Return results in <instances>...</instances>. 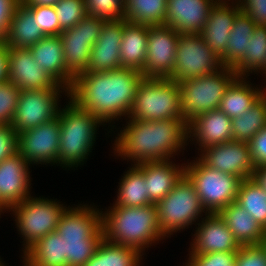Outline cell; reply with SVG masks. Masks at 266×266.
Masks as SVG:
<instances>
[{
  "mask_svg": "<svg viewBox=\"0 0 266 266\" xmlns=\"http://www.w3.org/2000/svg\"><path fill=\"white\" fill-rule=\"evenodd\" d=\"M21 0H0V43H2L9 30L14 11Z\"/></svg>",
  "mask_w": 266,
  "mask_h": 266,
  "instance_id": "cell-47",
  "label": "cell"
},
{
  "mask_svg": "<svg viewBox=\"0 0 266 266\" xmlns=\"http://www.w3.org/2000/svg\"><path fill=\"white\" fill-rule=\"evenodd\" d=\"M112 205L109 211L101 210L103 238L107 241L133 247L144 255L151 244L165 239L160 231L155 204L140 207Z\"/></svg>",
  "mask_w": 266,
  "mask_h": 266,
  "instance_id": "cell-3",
  "label": "cell"
},
{
  "mask_svg": "<svg viewBox=\"0 0 266 266\" xmlns=\"http://www.w3.org/2000/svg\"><path fill=\"white\" fill-rule=\"evenodd\" d=\"M236 78L233 68L224 66L211 74L178 81L181 110L186 122L218 109L226 89Z\"/></svg>",
  "mask_w": 266,
  "mask_h": 266,
  "instance_id": "cell-7",
  "label": "cell"
},
{
  "mask_svg": "<svg viewBox=\"0 0 266 266\" xmlns=\"http://www.w3.org/2000/svg\"><path fill=\"white\" fill-rule=\"evenodd\" d=\"M124 31V19L106 21L100 36L91 48V56L86 72H105L121 68L120 44Z\"/></svg>",
  "mask_w": 266,
  "mask_h": 266,
  "instance_id": "cell-20",
  "label": "cell"
},
{
  "mask_svg": "<svg viewBox=\"0 0 266 266\" xmlns=\"http://www.w3.org/2000/svg\"><path fill=\"white\" fill-rule=\"evenodd\" d=\"M29 49L36 63L58 84L68 89L72 88L74 79L66 72L64 49L60 35L45 36Z\"/></svg>",
  "mask_w": 266,
  "mask_h": 266,
  "instance_id": "cell-25",
  "label": "cell"
},
{
  "mask_svg": "<svg viewBox=\"0 0 266 266\" xmlns=\"http://www.w3.org/2000/svg\"><path fill=\"white\" fill-rule=\"evenodd\" d=\"M200 222L195 223L198 227L190 243V254L238 252L241 246L218 213H208Z\"/></svg>",
  "mask_w": 266,
  "mask_h": 266,
  "instance_id": "cell-19",
  "label": "cell"
},
{
  "mask_svg": "<svg viewBox=\"0 0 266 266\" xmlns=\"http://www.w3.org/2000/svg\"><path fill=\"white\" fill-rule=\"evenodd\" d=\"M218 214L225 221L240 246L262 244L266 231L236 202L230 203Z\"/></svg>",
  "mask_w": 266,
  "mask_h": 266,
  "instance_id": "cell-27",
  "label": "cell"
},
{
  "mask_svg": "<svg viewBox=\"0 0 266 266\" xmlns=\"http://www.w3.org/2000/svg\"><path fill=\"white\" fill-rule=\"evenodd\" d=\"M148 41V25L136 24L124 19V31L120 44L121 67L142 72Z\"/></svg>",
  "mask_w": 266,
  "mask_h": 266,
  "instance_id": "cell-28",
  "label": "cell"
},
{
  "mask_svg": "<svg viewBox=\"0 0 266 266\" xmlns=\"http://www.w3.org/2000/svg\"><path fill=\"white\" fill-rule=\"evenodd\" d=\"M179 36L180 33L165 24L148 26L147 53L141 72L144 77H171Z\"/></svg>",
  "mask_w": 266,
  "mask_h": 266,
  "instance_id": "cell-14",
  "label": "cell"
},
{
  "mask_svg": "<svg viewBox=\"0 0 266 266\" xmlns=\"http://www.w3.org/2000/svg\"><path fill=\"white\" fill-rule=\"evenodd\" d=\"M118 187L114 203L116 206L140 207L153 204L147 195L144 174L135 165L123 174Z\"/></svg>",
  "mask_w": 266,
  "mask_h": 266,
  "instance_id": "cell-32",
  "label": "cell"
},
{
  "mask_svg": "<svg viewBox=\"0 0 266 266\" xmlns=\"http://www.w3.org/2000/svg\"><path fill=\"white\" fill-rule=\"evenodd\" d=\"M248 145L255 167L266 165V126L248 142Z\"/></svg>",
  "mask_w": 266,
  "mask_h": 266,
  "instance_id": "cell-45",
  "label": "cell"
},
{
  "mask_svg": "<svg viewBox=\"0 0 266 266\" xmlns=\"http://www.w3.org/2000/svg\"><path fill=\"white\" fill-rule=\"evenodd\" d=\"M59 118L17 134L18 153L30 164L58 163Z\"/></svg>",
  "mask_w": 266,
  "mask_h": 266,
  "instance_id": "cell-15",
  "label": "cell"
},
{
  "mask_svg": "<svg viewBox=\"0 0 266 266\" xmlns=\"http://www.w3.org/2000/svg\"><path fill=\"white\" fill-rule=\"evenodd\" d=\"M114 140L115 156L137 165L144 162L165 161L185 150L188 123L182 118L141 121L129 119Z\"/></svg>",
  "mask_w": 266,
  "mask_h": 266,
  "instance_id": "cell-2",
  "label": "cell"
},
{
  "mask_svg": "<svg viewBox=\"0 0 266 266\" xmlns=\"http://www.w3.org/2000/svg\"><path fill=\"white\" fill-rule=\"evenodd\" d=\"M236 203L266 231V192L252 178L241 181Z\"/></svg>",
  "mask_w": 266,
  "mask_h": 266,
  "instance_id": "cell-37",
  "label": "cell"
},
{
  "mask_svg": "<svg viewBox=\"0 0 266 266\" xmlns=\"http://www.w3.org/2000/svg\"><path fill=\"white\" fill-rule=\"evenodd\" d=\"M213 0H167L165 25L180 34H200Z\"/></svg>",
  "mask_w": 266,
  "mask_h": 266,
  "instance_id": "cell-21",
  "label": "cell"
},
{
  "mask_svg": "<svg viewBox=\"0 0 266 266\" xmlns=\"http://www.w3.org/2000/svg\"><path fill=\"white\" fill-rule=\"evenodd\" d=\"M144 76L138 70L121 67L105 72L80 74L70 89V98L92 112L103 124L128 118L138 86Z\"/></svg>",
  "mask_w": 266,
  "mask_h": 266,
  "instance_id": "cell-1",
  "label": "cell"
},
{
  "mask_svg": "<svg viewBox=\"0 0 266 266\" xmlns=\"http://www.w3.org/2000/svg\"><path fill=\"white\" fill-rule=\"evenodd\" d=\"M247 77H237L226 89L219 109L229 118L241 116L266 92L261 87H253ZM263 88V89H262Z\"/></svg>",
  "mask_w": 266,
  "mask_h": 266,
  "instance_id": "cell-29",
  "label": "cell"
},
{
  "mask_svg": "<svg viewBox=\"0 0 266 266\" xmlns=\"http://www.w3.org/2000/svg\"><path fill=\"white\" fill-rule=\"evenodd\" d=\"M60 0H21L26 6H55Z\"/></svg>",
  "mask_w": 266,
  "mask_h": 266,
  "instance_id": "cell-50",
  "label": "cell"
},
{
  "mask_svg": "<svg viewBox=\"0 0 266 266\" xmlns=\"http://www.w3.org/2000/svg\"><path fill=\"white\" fill-rule=\"evenodd\" d=\"M240 12V6L215 4L200 32L207 46L221 58L222 62L225 60V49L234 20Z\"/></svg>",
  "mask_w": 266,
  "mask_h": 266,
  "instance_id": "cell-23",
  "label": "cell"
},
{
  "mask_svg": "<svg viewBox=\"0 0 266 266\" xmlns=\"http://www.w3.org/2000/svg\"><path fill=\"white\" fill-rule=\"evenodd\" d=\"M23 266H66L64 238L50 232L34 243L21 257Z\"/></svg>",
  "mask_w": 266,
  "mask_h": 266,
  "instance_id": "cell-30",
  "label": "cell"
},
{
  "mask_svg": "<svg viewBox=\"0 0 266 266\" xmlns=\"http://www.w3.org/2000/svg\"><path fill=\"white\" fill-rule=\"evenodd\" d=\"M0 266H5V263L2 262L1 257H0Z\"/></svg>",
  "mask_w": 266,
  "mask_h": 266,
  "instance_id": "cell-54",
  "label": "cell"
},
{
  "mask_svg": "<svg viewBox=\"0 0 266 266\" xmlns=\"http://www.w3.org/2000/svg\"><path fill=\"white\" fill-rule=\"evenodd\" d=\"M170 160L172 159L135 165L144 174L147 195L153 204L162 200L173 190L176 183L185 174L186 163H182L180 166Z\"/></svg>",
  "mask_w": 266,
  "mask_h": 266,
  "instance_id": "cell-24",
  "label": "cell"
},
{
  "mask_svg": "<svg viewBox=\"0 0 266 266\" xmlns=\"http://www.w3.org/2000/svg\"><path fill=\"white\" fill-rule=\"evenodd\" d=\"M8 78V51L7 47L0 43V82Z\"/></svg>",
  "mask_w": 266,
  "mask_h": 266,
  "instance_id": "cell-48",
  "label": "cell"
},
{
  "mask_svg": "<svg viewBox=\"0 0 266 266\" xmlns=\"http://www.w3.org/2000/svg\"><path fill=\"white\" fill-rule=\"evenodd\" d=\"M182 118L180 86L169 78H147L140 82L128 119L154 121Z\"/></svg>",
  "mask_w": 266,
  "mask_h": 266,
  "instance_id": "cell-6",
  "label": "cell"
},
{
  "mask_svg": "<svg viewBox=\"0 0 266 266\" xmlns=\"http://www.w3.org/2000/svg\"><path fill=\"white\" fill-rule=\"evenodd\" d=\"M185 164V175L193 183L198 197L208 213H218L236 202L241 179L235 175L214 170L198 157Z\"/></svg>",
  "mask_w": 266,
  "mask_h": 266,
  "instance_id": "cell-9",
  "label": "cell"
},
{
  "mask_svg": "<svg viewBox=\"0 0 266 266\" xmlns=\"http://www.w3.org/2000/svg\"><path fill=\"white\" fill-rule=\"evenodd\" d=\"M221 58L207 46L200 34H180L172 81H184L211 74L223 68Z\"/></svg>",
  "mask_w": 266,
  "mask_h": 266,
  "instance_id": "cell-11",
  "label": "cell"
},
{
  "mask_svg": "<svg viewBox=\"0 0 266 266\" xmlns=\"http://www.w3.org/2000/svg\"><path fill=\"white\" fill-rule=\"evenodd\" d=\"M30 166V163L18 152L0 162V211L2 213L31 196Z\"/></svg>",
  "mask_w": 266,
  "mask_h": 266,
  "instance_id": "cell-18",
  "label": "cell"
},
{
  "mask_svg": "<svg viewBox=\"0 0 266 266\" xmlns=\"http://www.w3.org/2000/svg\"><path fill=\"white\" fill-rule=\"evenodd\" d=\"M252 179L266 192V165L255 167Z\"/></svg>",
  "mask_w": 266,
  "mask_h": 266,
  "instance_id": "cell-49",
  "label": "cell"
},
{
  "mask_svg": "<svg viewBox=\"0 0 266 266\" xmlns=\"http://www.w3.org/2000/svg\"><path fill=\"white\" fill-rule=\"evenodd\" d=\"M19 95L20 89L14 83L0 82V124L11 125Z\"/></svg>",
  "mask_w": 266,
  "mask_h": 266,
  "instance_id": "cell-40",
  "label": "cell"
},
{
  "mask_svg": "<svg viewBox=\"0 0 266 266\" xmlns=\"http://www.w3.org/2000/svg\"><path fill=\"white\" fill-rule=\"evenodd\" d=\"M255 27L254 21L242 11L236 16L225 49L223 66L233 68L242 59Z\"/></svg>",
  "mask_w": 266,
  "mask_h": 266,
  "instance_id": "cell-33",
  "label": "cell"
},
{
  "mask_svg": "<svg viewBox=\"0 0 266 266\" xmlns=\"http://www.w3.org/2000/svg\"><path fill=\"white\" fill-rule=\"evenodd\" d=\"M235 266H266V249L262 244L241 246Z\"/></svg>",
  "mask_w": 266,
  "mask_h": 266,
  "instance_id": "cell-43",
  "label": "cell"
},
{
  "mask_svg": "<svg viewBox=\"0 0 266 266\" xmlns=\"http://www.w3.org/2000/svg\"><path fill=\"white\" fill-rule=\"evenodd\" d=\"M61 202L43 198L28 197L21 203L12 205L17 231L22 235L23 254L39 239L50 232L56 231L62 212L66 208Z\"/></svg>",
  "mask_w": 266,
  "mask_h": 266,
  "instance_id": "cell-10",
  "label": "cell"
},
{
  "mask_svg": "<svg viewBox=\"0 0 266 266\" xmlns=\"http://www.w3.org/2000/svg\"><path fill=\"white\" fill-rule=\"evenodd\" d=\"M85 8L88 16L105 21H119L125 16L124 0H85Z\"/></svg>",
  "mask_w": 266,
  "mask_h": 266,
  "instance_id": "cell-38",
  "label": "cell"
},
{
  "mask_svg": "<svg viewBox=\"0 0 266 266\" xmlns=\"http://www.w3.org/2000/svg\"><path fill=\"white\" fill-rule=\"evenodd\" d=\"M263 74L265 75L266 77V61H265V65L262 67V76ZM266 80V79H265Z\"/></svg>",
  "mask_w": 266,
  "mask_h": 266,
  "instance_id": "cell-52",
  "label": "cell"
},
{
  "mask_svg": "<svg viewBox=\"0 0 266 266\" xmlns=\"http://www.w3.org/2000/svg\"><path fill=\"white\" fill-rule=\"evenodd\" d=\"M68 99V104L60 108L58 115L60 143L57 165L69 170L84 165L85 159H88L93 150L97 130L105 124L92 112L81 108L73 99Z\"/></svg>",
  "mask_w": 266,
  "mask_h": 266,
  "instance_id": "cell-5",
  "label": "cell"
},
{
  "mask_svg": "<svg viewBox=\"0 0 266 266\" xmlns=\"http://www.w3.org/2000/svg\"><path fill=\"white\" fill-rule=\"evenodd\" d=\"M142 253L130 246L102 239L94 255L83 266H140Z\"/></svg>",
  "mask_w": 266,
  "mask_h": 266,
  "instance_id": "cell-31",
  "label": "cell"
},
{
  "mask_svg": "<svg viewBox=\"0 0 266 266\" xmlns=\"http://www.w3.org/2000/svg\"><path fill=\"white\" fill-rule=\"evenodd\" d=\"M37 19L38 27L46 36L60 35L62 29L54 6H27Z\"/></svg>",
  "mask_w": 266,
  "mask_h": 266,
  "instance_id": "cell-41",
  "label": "cell"
},
{
  "mask_svg": "<svg viewBox=\"0 0 266 266\" xmlns=\"http://www.w3.org/2000/svg\"><path fill=\"white\" fill-rule=\"evenodd\" d=\"M237 252L189 254L186 266H235Z\"/></svg>",
  "mask_w": 266,
  "mask_h": 266,
  "instance_id": "cell-42",
  "label": "cell"
},
{
  "mask_svg": "<svg viewBox=\"0 0 266 266\" xmlns=\"http://www.w3.org/2000/svg\"><path fill=\"white\" fill-rule=\"evenodd\" d=\"M199 159L208 167L239 177L252 178L255 170L249 145L243 141H228L200 151Z\"/></svg>",
  "mask_w": 266,
  "mask_h": 266,
  "instance_id": "cell-16",
  "label": "cell"
},
{
  "mask_svg": "<svg viewBox=\"0 0 266 266\" xmlns=\"http://www.w3.org/2000/svg\"><path fill=\"white\" fill-rule=\"evenodd\" d=\"M90 205L68 206L59 219L56 232L64 238L66 266H83L103 239L101 211Z\"/></svg>",
  "mask_w": 266,
  "mask_h": 266,
  "instance_id": "cell-4",
  "label": "cell"
},
{
  "mask_svg": "<svg viewBox=\"0 0 266 266\" xmlns=\"http://www.w3.org/2000/svg\"><path fill=\"white\" fill-rule=\"evenodd\" d=\"M46 35L38 27L34 13L22 2L16 7L2 42L7 48H29Z\"/></svg>",
  "mask_w": 266,
  "mask_h": 266,
  "instance_id": "cell-26",
  "label": "cell"
},
{
  "mask_svg": "<svg viewBox=\"0 0 266 266\" xmlns=\"http://www.w3.org/2000/svg\"><path fill=\"white\" fill-rule=\"evenodd\" d=\"M188 140L198 144V151L233 140L232 119L219 108L198 115L188 123Z\"/></svg>",
  "mask_w": 266,
  "mask_h": 266,
  "instance_id": "cell-22",
  "label": "cell"
},
{
  "mask_svg": "<svg viewBox=\"0 0 266 266\" xmlns=\"http://www.w3.org/2000/svg\"><path fill=\"white\" fill-rule=\"evenodd\" d=\"M106 21L86 15L72 28L60 34L64 49L66 72L75 80L86 72L89 65L91 48L100 36Z\"/></svg>",
  "mask_w": 266,
  "mask_h": 266,
  "instance_id": "cell-13",
  "label": "cell"
},
{
  "mask_svg": "<svg viewBox=\"0 0 266 266\" xmlns=\"http://www.w3.org/2000/svg\"><path fill=\"white\" fill-rule=\"evenodd\" d=\"M229 1L231 2V5H236V6H240V4L242 3V0H213V2L217 5H230ZM236 2V3H235Z\"/></svg>",
  "mask_w": 266,
  "mask_h": 266,
  "instance_id": "cell-51",
  "label": "cell"
},
{
  "mask_svg": "<svg viewBox=\"0 0 266 266\" xmlns=\"http://www.w3.org/2000/svg\"><path fill=\"white\" fill-rule=\"evenodd\" d=\"M240 10L247 14L256 26H266V0H242Z\"/></svg>",
  "mask_w": 266,
  "mask_h": 266,
  "instance_id": "cell-46",
  "label": "cell"
},
{
  "mask_svg": "<svg viewBox=\"0 0 266 266\" xmlns=\"http://www.w3.org/2000/svg\"><path fill=\"white\" fill-rule=\"evenodd\" d=\"M54 7L63 31L72 28L87 15L85 0H60Z\"/></svg>",
  "mask_w": 266,
  "mask_h": 266,
  "instance_id": "cell-39",
  "label": "cell"
},
{
  "mask_svg": "<svg viewBox=\"0 0 266 266\" xmlns=\"http://www.w3.org/2000/svg\"><path fill=\"white\" fill-rule=\"evenodd\" d=\"M8 78L20 90L63 89L34 60L29 48H7Z\"/></svg>",
  "mask_w": 266,
  "mask_h": 266,
  "instance_id": "cell-17",
  "label": "cell"
},
{
  "mask_svg": "<svg viewBox=\"0 0 266 266\" xmlns=\"http://www.w3.org/2000/svg\"><path fill=\"white\" fill-rule=\"evenodd\" d=\"M17 152V133L12 125L0 124V162Z\"/></svg>",
  "mask_w": 266,
  "mask_h": 266,
  "instance_id": "cell-44",
  "label": "cell"
},
{
  "mask_svg": "<svg viewBox=\"0 0 266 266\" xmlns=\"http://www.w3.org/2000/svg\"><path fill=\"white\" fill-rule=\"evenodd\" d=\"M266 61V26H256L245 55L233 67L237 77H247L253 72L262 73V67ZM249 74V75H248Z\"/></svg>",
  "mask_w": 266,
  "mask_h": 266,
  "instance_id": "cell-35",
  "label": "cell"
},
{
  "mask_svg": "<svg viewBox=\"0 0 266 266\" xmlns=\"http://www.w3.org/2000/svg\"><path fill=\"white\" fill-rule=\"evenodd\" d=\"M266 126V92L241 116L232 119L233 140L249 142Z\"/></svg>",
  "mask_w": 266,
  "mask_h": 266,
  "instance_id": "cell-34",
  "label": "cell"
},
{
  "mask_svg": "<svg viewBox=\"0 0 266 266\" xmlns=\"http://www.w3.org/2000/svg\"><path fill=\"white\" fill-rule=\"evenodd\" d=\"M70 97V89L20 90L18 104L12 120L14 131H22L38 127L58 117L60 93Z\"/></svg>",
  "mask_w": 266,
  "mask_h": 266,
  "instance_id": "cell-12",
  "label": "cell"
},
{
  "mask_svg": "<svg viewBox=\"0 0 266 266\" xmlns=\"http://www.w3.org/2000/svg\"><path fill=\"white\" fill-rule=\"evenodd\" d=\"M262 246L266 249V235L263 238Z\"/></svg>",
  "mask_w": 266,
  "mask_h": 266,
  "instance_id": "cell-53",
  "label": "cell"
},
{
  "mask_svg": "<svg viewBox=\"0 0 266 266\" xmlns=\"http://www.w3.org/2000/svg\"><path fill=\"white\" fill-rule=\"evenodd\" d=\"M124 19L142 25H163L167 0H124Z\"/></svg>",
  "mask_w": 266,
  "mask_h": 266,
  "instance_id": "cell-36",
  "label": "cell"
},
{
  "mask_svg": "<svg viewBox=\"0 0 266 266\" xmlns=\"http://www.w3.org/2000/svg\"><path fill=\"white\" fill-rule=\"evenodd\" d=\"M160 231L165 237L189 228L208 214L193 183L184 174L162 200L155 203Z\"/></svg>",
  "mask_w": 266,
  "mask_h": 266,
  "instance_id": "cell-8",
  "label": "cell"
}]
</instances>
